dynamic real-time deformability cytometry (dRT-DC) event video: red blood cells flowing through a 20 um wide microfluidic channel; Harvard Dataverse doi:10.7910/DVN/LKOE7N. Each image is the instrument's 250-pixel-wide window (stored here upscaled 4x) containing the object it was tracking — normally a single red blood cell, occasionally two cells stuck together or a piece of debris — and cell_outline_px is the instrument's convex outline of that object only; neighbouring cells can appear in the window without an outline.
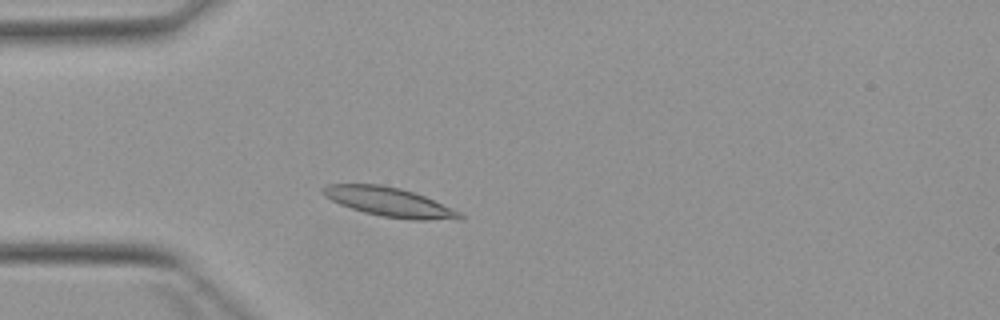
{"species": "Egyptian fruit bat (a non-hibernating species)", "species_latin": "Rousettus aegyptiacus", "temperature_condition": "warm", "stored_images_in_passage": 2, "camera_frame_rate_fps": 3000, "um_per_image_px": 0.085, "animal": {"sex": "female"}, "frame": {"image": 1, "passage_image": 2, "time_ms": 1.0, "image_size_px": [1000, 320], "cell_outline_px": [[464, 220], [412, 220], [380, 216], [364, 212], [340, 204], [324, 196], [320, 192], [320, 188], [328, 184], [380, 184], [400, 188], [424, 196], [452, 208], [460, 212], [464, 216]], "centroid_in_image_um": [33.1, 17.18], "position_along_channel_um": 51.9, "area_um2": 23.35}}